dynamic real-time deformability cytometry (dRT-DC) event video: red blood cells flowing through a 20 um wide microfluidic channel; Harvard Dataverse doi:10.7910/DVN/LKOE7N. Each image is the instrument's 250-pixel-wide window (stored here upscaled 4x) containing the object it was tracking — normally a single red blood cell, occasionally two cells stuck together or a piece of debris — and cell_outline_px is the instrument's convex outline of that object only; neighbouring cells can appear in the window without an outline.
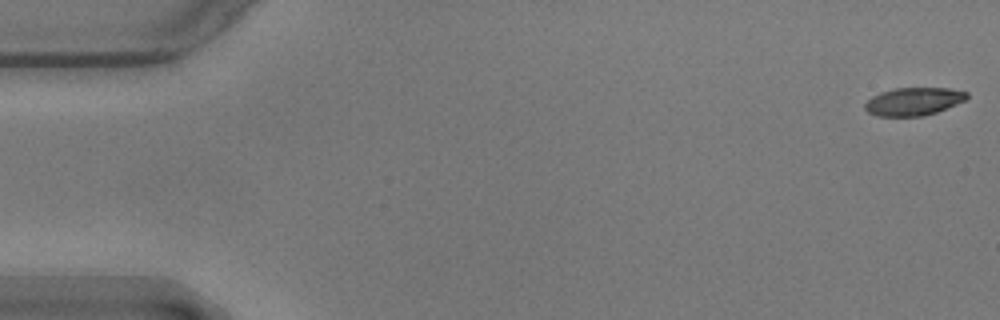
{"species": "common noctule bat (a hibernating species)", "species_latin": "Nyctalus noctula", "temperature_condition": "warm", "stored_images_in_passage": 16, "camera_frame_rate_fps": 3000, "um_per_image_px": 0.085, "animal": {"sex": "male", "body_mass_g": 17.9}, "frame": {"image": 1, "passage_image": 1, "time_ms": 0.0, "image_size_px": [1000, 320], "cell_outline_px": [[968, 96], [964, 100], [956, 104], [936, 112], [924, 116], [876, 116], [868, 112], [864, 108], [864, 104], [872, 96], [880, 92], [892, 88], [948, 88], [968, 92]], "centroid_in_image_um": [77.62, 8.62], "position_along_channel_um": 7.4, "area_um2": 16.59}}
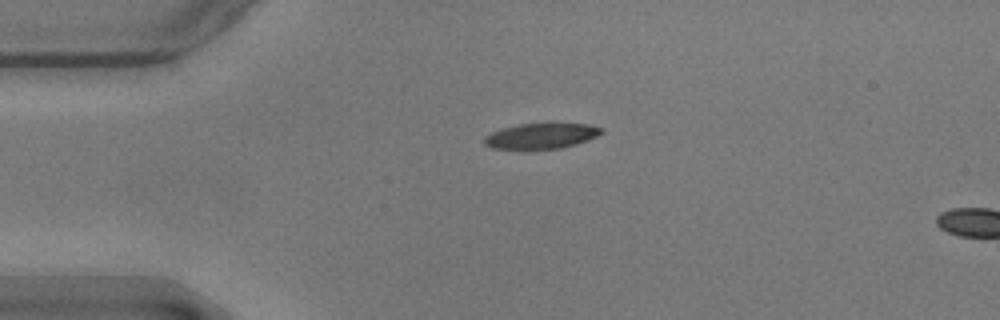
{"frame": {"image": 2, "passage_image": 13, "time_ms": 4.0, "image_size_px": [1000, 320], "cell_outline_px": [[604, 132], [588, 140], [576, 144], [560, 148], [492, 148], [484, 144], [484, 136], [492, 132], [504, 128], [520, 124], [552, 120], [588, 124], [604, 128]], "centroid_in_image_um": [46.09, 11.48], "position_along_channel_um": 38.9, "area_um2": 17.98}}